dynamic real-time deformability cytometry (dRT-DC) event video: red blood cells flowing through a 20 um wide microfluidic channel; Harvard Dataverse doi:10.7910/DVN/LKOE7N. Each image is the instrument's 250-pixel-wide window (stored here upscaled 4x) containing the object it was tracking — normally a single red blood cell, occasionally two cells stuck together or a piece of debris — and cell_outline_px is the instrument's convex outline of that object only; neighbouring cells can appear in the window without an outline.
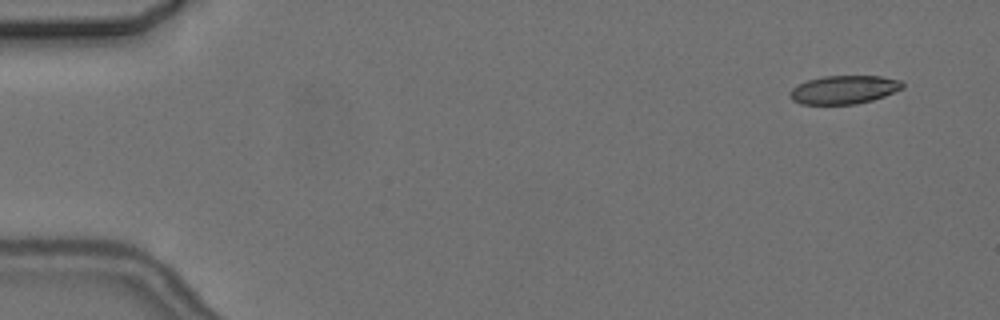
{"species": "common noctule bat (a hibernating species)", "species_latin": "Nyctalus noctula", "temperature_condition": "cold", "stored_images_in_passage": 4, "camera_frame_rate_fps": 3000, "um_per_image_px": 0.085, "animal": {"sex": "female", "body_mass_g": 24.6, "forearm_length_mm": 56.2}, "frame": {"image": 1, "passage_image": 1, "time_ms": 0.0, "image_size_px": [1000, 320], "cell_outline_px": [[904, 88], [884, 96], [872, 100], [856, 104], [800, 104], [792, 100], [788, 92], [792, 88], [808, 80], [824, 76], [880, 76], [900, 80], [904, 84]], "centroid_in_image_um": [71.74, 7.62], "position_along_channel_um": 13.3, "area_um2": 18.61}}